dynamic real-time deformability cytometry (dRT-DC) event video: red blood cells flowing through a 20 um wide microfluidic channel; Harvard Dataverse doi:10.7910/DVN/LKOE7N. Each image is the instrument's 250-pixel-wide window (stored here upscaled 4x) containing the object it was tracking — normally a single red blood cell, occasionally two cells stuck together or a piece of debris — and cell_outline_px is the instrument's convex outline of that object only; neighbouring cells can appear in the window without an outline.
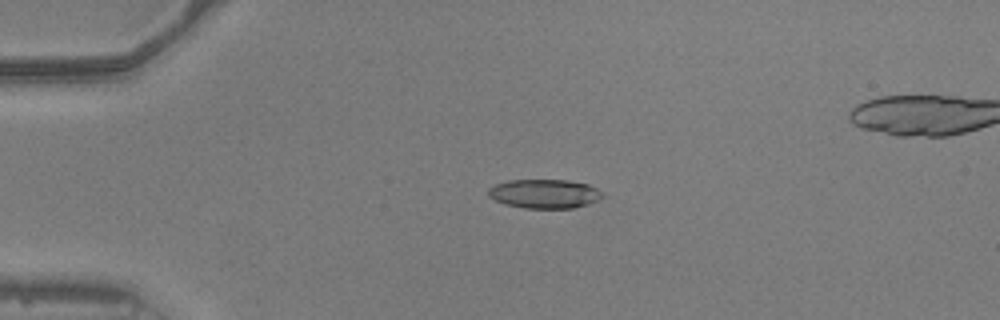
{"species": "common noctule bat (a hibernating species)", "species_latin": "Nyctalus noctula", "temperature_condition": "warm", "stored_images_in_passage": 9, "camera_frame_rate_fps": 3000, "um_per_image_px": 0.085, "animal": {"sex": "male", "body_mass_g": 20.5, "forearm_length_mm": 52.5}, "frame": {"image": 1, "passage_image": 1, "time_ms": 0.0, "image_size_px": [1000, 320], "cell_outline_px": [[604, 196], [588, 204], [572, 208], [524, 208], [504, 204], [488, 196], [488, 188], [496, 184], [508, 180], [568, 180], [588, 184], [604, 192]], "centroid_in_image_um": [46.28, 16.46], "position_along_channel_um": 38.7, "area_um2": 19.36}}